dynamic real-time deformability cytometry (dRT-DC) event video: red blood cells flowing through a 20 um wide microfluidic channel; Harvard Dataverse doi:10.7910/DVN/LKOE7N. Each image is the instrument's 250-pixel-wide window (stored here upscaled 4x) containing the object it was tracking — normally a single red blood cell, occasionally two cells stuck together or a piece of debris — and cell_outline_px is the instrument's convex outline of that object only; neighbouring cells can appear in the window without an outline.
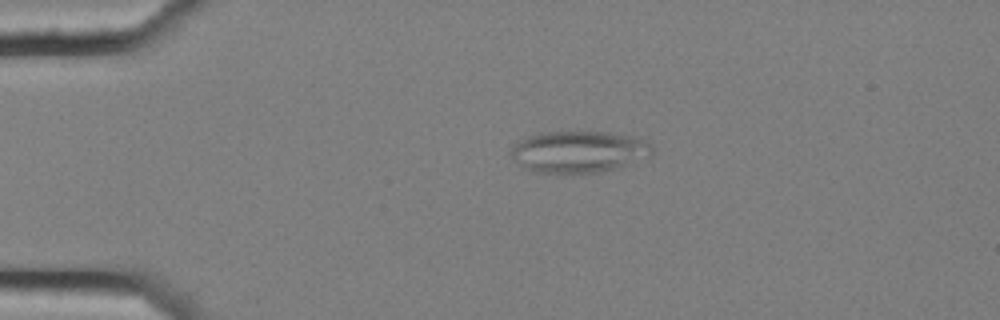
{"species": "common noctule bat (a hibernating species)", "species_latin": "Nyctalus noctula", "temperature_condition": "cold", "stored_images_in_passage": 4, "camera_frame_rate_fps": 3000, "um_per_image_px": 0.085, "animal": {"sex": "female", "body_mass_g": 25.1}, "frame": {"image": 1, "passage_image": 3, "time_ms": 0.667, "image_size_px": [1000, 320], "cell_outline_px": [[652, 152], [648, 156], [612, 168], [596, 172], [556, 176], [536, 172], [524, 168], [508, 152], [520, 140], [528, 136], [540, 132], [608, 132], [632, 136], [648, 140], [652, 144]], "centroid_in_image_um": [49.14, 12.91], "position_along_channel_um": 35.9, "area_um2": 34.51}}